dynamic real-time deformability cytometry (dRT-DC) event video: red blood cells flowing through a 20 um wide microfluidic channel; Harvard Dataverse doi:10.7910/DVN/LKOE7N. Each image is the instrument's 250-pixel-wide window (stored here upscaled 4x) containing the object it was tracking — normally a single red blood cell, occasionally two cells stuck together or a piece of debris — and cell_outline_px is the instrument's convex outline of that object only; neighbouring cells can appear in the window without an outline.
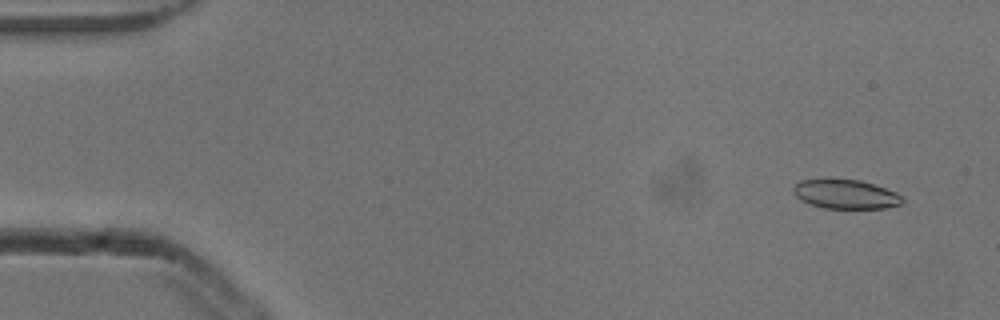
{"species": "common noctule bat (a hibernating species)", "species_latin": "Nyctalus noctula", "temperature_condition": "cold", "stored_images_in_passage": 6, "camera_frame_rate_fps": 3000, "um_per_image_px": 0.085, "animal": {"sex": "male", "body_mass_g": 13.3}, "frame": {"image": 1, "passage_image": 2, "time_ms": 0.333, "image_size_px": [1000, 320], "cell_outline_px": [[904, 200], [900, 204], [884, 208], [824, 208], [808, 204], [800, 200], [792, 192], [792, 188], [800, 180], [860, 180], [896, 192], [904, 196]], "centroid_in_image_um": [71.87, 16.52], "position_along_channel_um": 13.1, "area_um2": 18.38}}
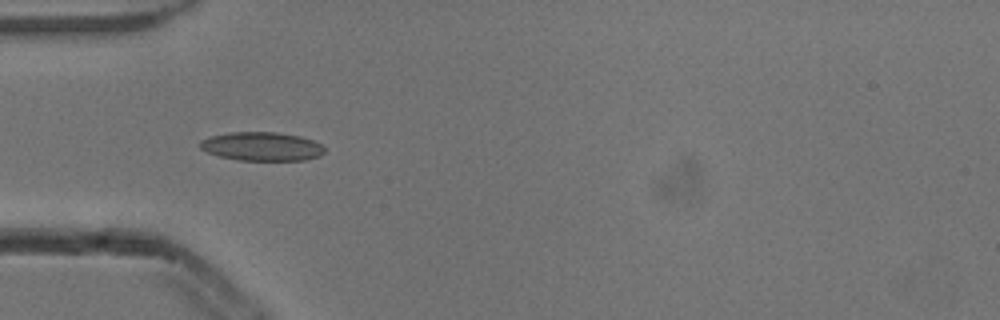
{"frame": {"image": 2, "passage_image": 5, "time_ms": 1.333, "image_size_px": [1000, 320], "cell_outline_px": [[324, 152], [320, 156], [304, 160], [240, 160], [220, 156], [208, 152], [200, 148], [200, 140], [208, 136], [232, 132], [276, 132], [300, 136], [312, 140], [320, 144], [324, 148]], "centroid_in_image_um": [22.24, 12.44], "position_along_channel_um": 62.8, "area_um2": 20.75}}
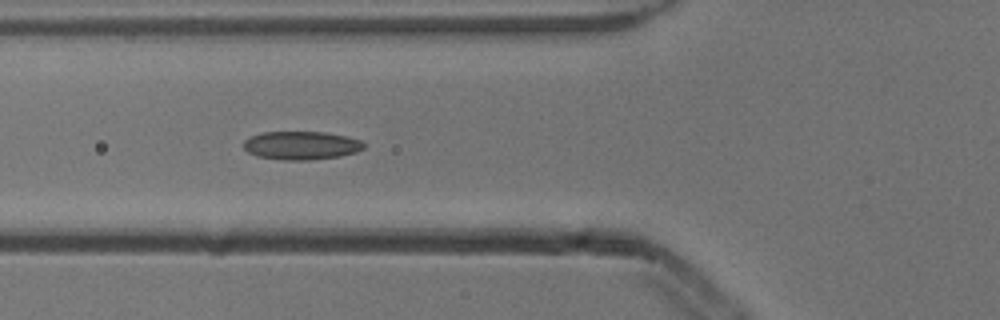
{"frame": {"image": 3, "passage_image": 6, "time_ms": 1.667, "image_size_px": [1000, 320], "cell_outline_px": [[364, 148], [356, 152], [340, 156], [312, 160], [280, 160], [256, 156], [248, 152], [244, 148], [244, 140], [252, 136], [264, 132], [324, 132], [348, 136], [360, 140], [364, 144]], "centroid_in_image_um": [25.61, 12.37], "position_along_channel_um": 100.2, "area_um2": 19.94}}